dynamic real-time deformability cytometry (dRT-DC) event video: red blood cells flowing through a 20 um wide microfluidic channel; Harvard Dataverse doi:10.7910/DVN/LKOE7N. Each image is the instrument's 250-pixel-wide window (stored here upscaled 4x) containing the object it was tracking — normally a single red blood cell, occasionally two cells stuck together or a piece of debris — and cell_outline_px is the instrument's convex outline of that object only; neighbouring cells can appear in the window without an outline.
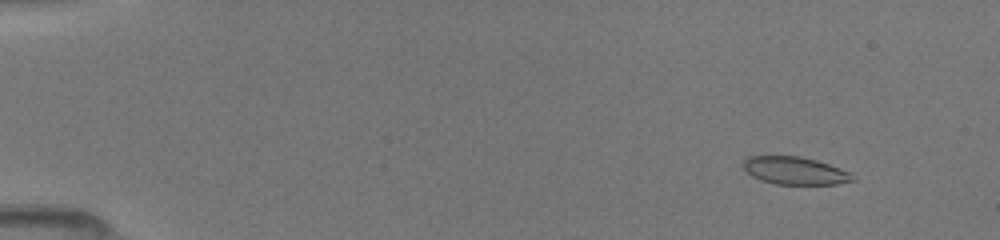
{"species": "common noctule bat (a hibernating species)", "species_latin": "Nyctalus noctula", "temperature_condition": "room temperature", "stored_images_in_passage": 45, "camera_frame_rate_fps": 3000, "um_per_image_px": 0.085, "animal": {"sex": "female", "body_mass_g": 19.5, "forearm_length_mm": 54.1}, "frame": {"image": 1, "passage_image": 4, "time_ms": 1.667, "image_size_px": [1000, 240], "cell_outline_px": [[856, 180], [836, 184], [776, 184], [760, 180], [752, 176], [744, 168], [744, 160], [748, 156], [800, 156], [816, 160], [852, 172]], "centroid_in_image_um": [67.6, 14.51], "position_along_channel_um": 17.4, "area_um2": 17.63}}
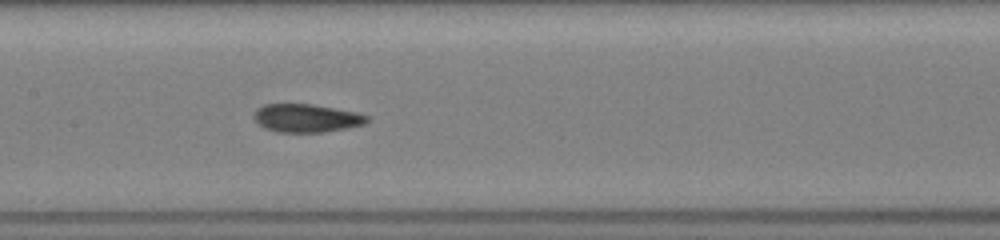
{"frame": {"image": 2, "passage_image": 22, "time_ms": 8.667, "image_size_px": [1000, 240], "cell_outline_px": [[368, 120], [364, 124], [348, 128], [324, 132], [276, 132], [264, 128], [256, 124], [252, 116], [256, 108], [264, 104], [312, 104], [356, 112], [368, 116]], "centroid_in_image_um": [25.98, 10.04], "position_along_channel_um": 181.4, "area_um2": 18.79}}
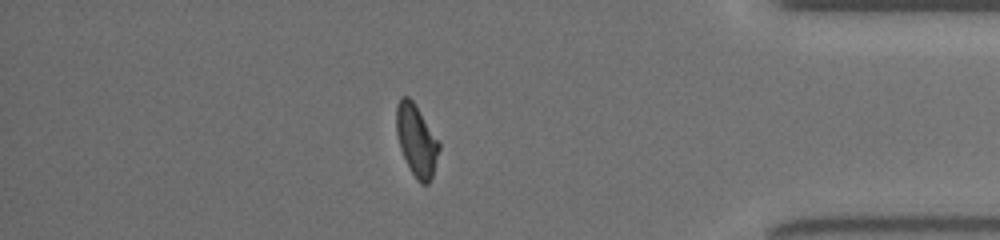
{"frame": {"image": 3, "passage_image": 40, "time_ms": 14.667, "image_size_px": [1000, 240], "cell_outline_px": [[440, 148], [432, 176], [428, 184], [420, 184], [416, 180], [400, 148], [396, 132], [396, 104], [400, 96], [408, 96], [412, 100], [440, 140]], "centroid_in_image_um": [35.4, 11.9], "position_along_channel_um": 399.8, "area_um2": 17.92}}